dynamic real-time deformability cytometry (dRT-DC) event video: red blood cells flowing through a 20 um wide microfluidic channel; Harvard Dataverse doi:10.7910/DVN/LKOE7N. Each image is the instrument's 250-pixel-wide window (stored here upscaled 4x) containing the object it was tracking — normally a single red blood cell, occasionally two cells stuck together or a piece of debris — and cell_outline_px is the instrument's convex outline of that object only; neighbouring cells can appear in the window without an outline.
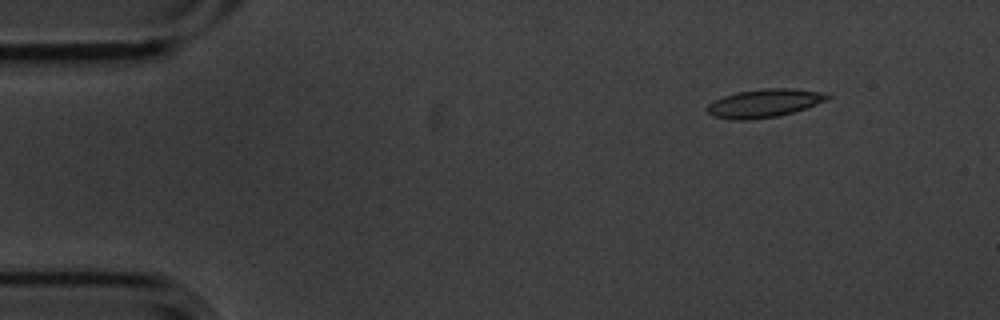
{"species": "common noctule bat (a hibernating species)", "species_latin": "Nyctalus noctula", "temperature_condition": "cold", "stored_images_in_passage": 5, "camera_frame_rate_fps": 3000, "um_per_image_px": 0.085, "animal": {"sex": "male", "body_mass_g": 20.1, "forearm_length_mm": 53.5}, "frame": {"image": 1, "passage_image": 2, "time_ms": 0.333, "image_size_px": [1000, 320], "cell_outline_px": [[832, 96], [816, 104], [792, 112], [776, 116], [748, 120], [732, 120], [712, 116], [704, 112], [704, 108], [708, 104], [724, 96], [736, 92], [764, 88], [792, 88], [820, 92]], "centroid_in_image_um": [64.86, 8.78], "position_along_channel_um": 20.1, "area_um2": 19.71}}